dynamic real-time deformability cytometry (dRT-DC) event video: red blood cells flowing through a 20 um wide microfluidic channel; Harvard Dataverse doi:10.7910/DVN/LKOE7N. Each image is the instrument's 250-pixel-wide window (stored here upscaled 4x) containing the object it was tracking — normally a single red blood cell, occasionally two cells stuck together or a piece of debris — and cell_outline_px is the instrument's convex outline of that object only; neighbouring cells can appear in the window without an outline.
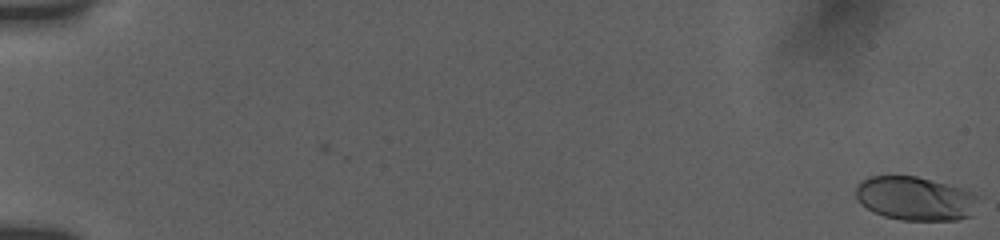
{"species": "human", "species_latin": "Homo sapiens", "temperature_condition": "room temperature", "stored_images_in_passage": 14, "camera_frame_rate_fps": 3000, "um_per_image_px": 0.085, "donor": {"sex": "female"}, "frame": {"image": 1, "passage_image": 1, "time_ms": 0.0, "image_size_px": [1000, 240], "cell_outline_px": [[976, 196], [972, 216], [956, 220], [900, 220], [884, 216], [872, 212], [856, 200], [856, 188], [860, 180], [868, 176], [916, 176], [960, 188], [972, 192]], "centroid_in_image_um": [77.72, 16.88], "position_along_channel_um": 7.3, "area_um2": 31.15}}
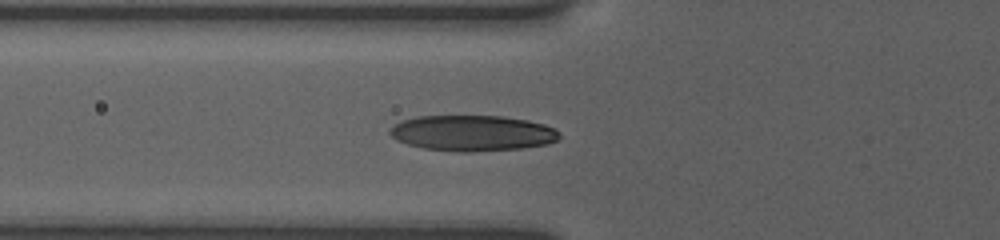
{"frame": {"image": 2, "passage_image": 12, "time_ms": 7.333, "image_size_px": [1000, 240], "cell_outline_px": [[560, 136], [556, 140], [548, 144], [524, 148], [472, 152], [460, 152], [424, 148], [408, 144], [396, 140], [388, 132], [388, 128], [404, 120], [416, 116], [504, 116], [528, 120], [544, 124], [556, 128], [560, 132]], "centroid_in_image_um": [40.18, 11.31], "position_along_channel_um": 85.6, "area_um2": 35.55}}
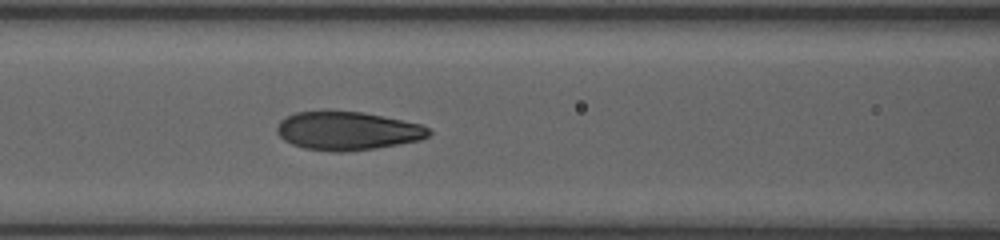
{"frame": {"image": 3, "passage_image": 14, "time_ms": 8.667, "image_size_px": [1000, 240], "cell_outline_px": [[432, 132], [428, 136], [420, 140], [376, 148], [344, 152], [332, 152], [304, 148], [292, 144], [284, 140], [276, 132], [276, 128], [280, 120], [296, 112], [324, 108], [328, 108], [364, 112], [420, 124], [428, 128]], "centroid_in_image_um": [29.48, 11.09], "position_along_channel_um": 137.1, "area_um2": 34.8}}